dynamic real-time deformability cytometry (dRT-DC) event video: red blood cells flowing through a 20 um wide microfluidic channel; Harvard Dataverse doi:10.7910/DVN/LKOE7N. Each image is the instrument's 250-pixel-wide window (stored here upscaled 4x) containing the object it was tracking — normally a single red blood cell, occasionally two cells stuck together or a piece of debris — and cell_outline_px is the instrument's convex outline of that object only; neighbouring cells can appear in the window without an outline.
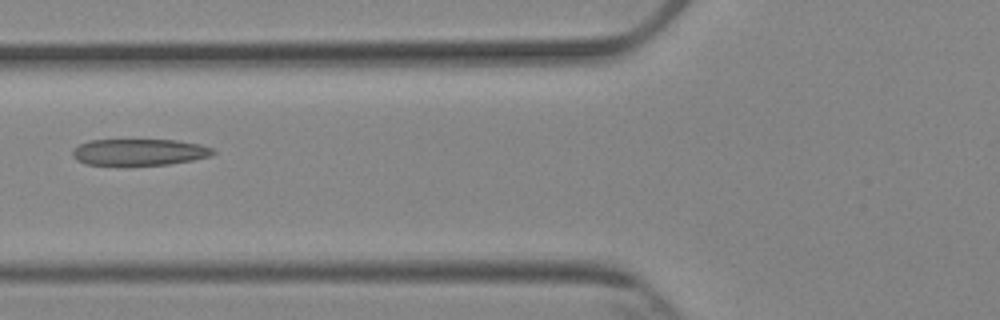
{"species": "Egyptian fruit bat (a non-hibernating species)", "species_latin": "Rousettus aegyptiacus", "temperature_condition": "cold", "stored_images_in_passage": 2, "camera_frame_rate_fps": 3000, "um_per_image_px": 0.085, "animal": {"sex": "female"}, "frame": {"image": 1, "passage_image": 2, "time_ms": 1.0, "image_size_px": [1000, 320], "cell_outline_px": [[216, 152], [212, 156], [192, 160], [168, 164], [124, 168], [84, 164], [76, 160], [72, 156], [72, 148], [88, 140], [176, 140], [200, 144], [212, 148]], "centroid_in_image_um": [11.77, 12.97], "position_along_channel_um": 114.0, "area_um2": 22.77}}